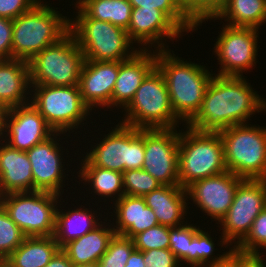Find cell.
<instances>
[{"mask_svg": "<svg viewBox=\"0 0 266 267\" xmlns=\"http://www.w3.org/2000/svg\"><path fill=\"white\" fill-rule=\"evenodd\" d=\"M266 112V99L254 91L243 76L214 75L201 108L187 126L196 131L219 132ZM249 119V120H248Z\"/></svg>", "mask_w": 266, "mask_h": 267, "instance_id": "1", "label": "cell"}, {"mask_svg": "<svg viewBox=\"0 0 266 267\" xmlns=\"http://www.w3.org/2000/svg\"><path fill=\"white\" fill-rule=\"evenodd\" d=\"M168 48L156 50V67L166 80L173 112L187 125L199 112L215 73L204 65L180 59Z\"/></svg>", "mask_w": 266, "mask_h": 267, "instance_id": "2", "label": "cell"}, {"mask_svg": "<svg viewBox=\"0 0 266 267\" xmlns=\"http://www.w3.org/2000/svg\"><path fill=\"white\" fill-rule=\"evenodd\" d=\"M42 2L12 20V59L29 62L37 53L69 33V17Z\"/></svg>", "mask_w": 266, "mask_h": 267, "instance_id": "3", "label": "cell"}, {"mask_svg": "<svg viewBox=\"0 0 266 267\" xmlns=\"http://www.w3.org/2000/svg\"><path fill=\"white\" fill-rule=\"evenodd\" d=\"M74 6L78 8V16L70 19L69 32L82 50L84 60L126 61L139 51L134 48L125 29L89 18L76 4Z\"/></svg>", "mask_w": 266, "mask_h": 267, "instance_id": "4", "label": "cell"}, {"mask_svg": "<svg viewBox=\"0 0 266 267\" xmlns=\"http://www.w3.org/2000/svg\"><path fill=\"white\" fill-rule=\"evenodd\" d=\"M179 135V185L227 171L224 144L219 132L196 131L188 126Z\"/></svg>", "mask_w": 266, "mask_h": 267, "instance_id": "5", "label": "cell"}, {"mask_svg": "<svg viewBox=\"0 0 266 267\" xmlns=\"http://www.w3.org/2000/svg\"><path fill=\"white\" fill-rule=\"evenodd\" d=\"M124 111L120 123L137 129L177 128L181 122L172 110L166 80L157 67L145 77Z\"/></svg>", "mask_w": 266, "mask_h": 267, "instance_id": "6", "label": "cell"}, {"mask_svg": "<svg viewBox=\"0 0 266 267\" xmlns=\"http://www.w3.org/2000/svg\"><path fill=\"white\" fill-rule=\"evenodd\" d=\"M219 134L224 144L227 171L243 179L266 180L265 126L238 124Z\"/></svg>", "mask_w": 266, "mask_h": 267, "instance_id": "7", "label": "cell"}, {"mask_svg": "<svg viewBox=\"0 0 266 267\" xmlns=\"http://www.w3.org/2000/svg\"><path fill=\"white\" fill-rule=\"evenodd\" d=\"M28 63L31 85L74 86L79 84L84 55L69 32Z\"/></svg>", "mask_w": 266, "mask_h": 267, "instance_id": "8", "label": "cell"}, {"mask_svg": "<svg viewBox=\"0 0 266 267\" xmlns=\"http://www.w3.org/2000/svg\"><path fill=\"white\" fill-rule=\"evenodd\" d=\"M32 105L44 117L54 132H74L84 126L91 109L84 103L78 85H31Z\"/></svg>", "mask_w": 266, "mask_h": 267, "instance_id": "9", "label": "cell"}, {"mask_svg": "<svg viewBox=\"0 0 266 267\" xmlns=\"http://www.w3.org/2000/svg\"><path fill=\"white\" fill-rule=\"evenodd\" d=\"M59 197L42 191L10 193L0 196V205L26 237H46L54 235Z\"/></svg>", "mask_w": 266, "mask_h": 267, "instance_id": "10", "label": "cell"}, {"mask_svg": "<svg viewBox=\"0 0 266 267\" xmlns=\"http://www.w3.org/2000/svg\"><path fill=\"white\" fill-rule=\"evenodd\" d=\"M103 135L99 144L92 145L85 158L97 167L123 173L143 168L145 159L144 129H137L122 123ZM94 146V147H93Z\"/></svg>", "mask_w": 266, "mask_h": 267, "instance_id": "11", "label": "cell"}, {"mask_svg": "<svg viewBox=\"0 0 266 267\" xmlns=\"http://www.w3.org/2000/svg\"><path fill=\"white\" fill-rule=\"evenodd\" d=\"M265 207L266 180L243 179L235 191L229 211L216 223L223 230L219 244L225 248L229 245L235 248L247 236L254 220Z\"/></svg>", "mask_w": 266, "mask_h": 267, "instance_id": "12", "label": "cell"}, {"mask_svg": "<svg viewBox=\"0 0 266 267\" xmlns=\"http://www.w3.org/2000/svg\"><path fill=\"white\" fill-rule=\"evenodd\" d=\"M214 44L220 76H242L256 65L259 29L224 25ZM258 32V33H257Z\"/></svg>", "mask_w": 266, "mask_h": 267, "instance_id": "13", "label": "cell"}, {"mask_svg": "<svg viewBox=\"0 0 266 267\" xmlns=\"http://www.w3.org/2000/svg\"><path fill=\"white\" fill-rule=\"evenodd\" d=\"M177 128L144 129L143 169L161 185H179Z\"/></svg>", "mask_w": 266, "mask_h": 267, "instance_id": "14", "label": "cell"}, {"mask_svg": "<svg viewBox=\"0 0 266 267\" xmlns=\"http://www.w3.org/2000/svg\"><path fill=\"white\" fill-rule=\"evenodd\" d=\"M60 134L65 133L54 132L49 138L26 151L32 165L33 191L49 192L60 196L64 193L65 189L62 188L65 184L63 183L68 174H65V164H62L65 162H63L64 158H61L63 147L59 145Z\"/></svg>", "mask_w": 266, "mask_h": 267, "instance_id": "15", "label": "cell"}, {"mask_svg": "<svg viewBox=\"0 0 266 267\" xmlns=\"http://www.w3.org/2000/svg\"><path fill=\"white\" fill-rule=\"evenodd\" d=\"M243 178L225 171L218 175L193 181L186 189L187 199L192 200L204 215L219 223L233 203L235 191Z\"/></svg>", "mask_w": 266, "mask_h": 267, "instance_id": "16", "label": "cell"}, {"mask_svg": "<svg viewBox=\"0 0 266 267\" xmlns=\"http://www.w3.org/2000/svg\"><path fill=\"white\" fill-rule=\"evenodd\" d=\"M53 133V129L31 102L6 109L3 116L1 139L14 149L26 152Z\"/></svg>", "mask_w": 266, "mask_h": 267, "instance_id": "17", "label": "cell"}, {"mask_svg": "<svg viewBox=\"0 0 266 267\" xmlns=\"http://www.w3.org/2000/svg\"><path fill=\"white\" fill-rule=\"evenodd\" d=\"M126 31L132 42L144 46L140 50H151L152 45L155 50H165V37L173 41L183 34L161 10L143 7L132 9L131 21Z\"/></svg>", "mask_w": 266, "mask_h": 267, "instance_id": "18", "label": "cell"}, {"mask_svg": "<svg viewBox=\"0 0 266 267\" xmlns=\"http://www.w3.org/2000/svg\"><path fill=\"white\" fill-rule=\"evenodd\" d=\"M122 62L84 60L78 86L84 103L91 111L93 107H112V92Z\"/></svg>", "mask_w": 266, "mask_h": 267, "instance_id": "19", "label": "cell"}, {"mask_svg": "<svg viewBox=\"0 0 266 267\" xmlns=\"http://www.w3.org/2000/svg\"><path fill=\"white\" fill-rule=\"evenodd\" d=\"M139 50L131 59L123 61L112 92V107L122 108L131 102L145 77L156 67V50Z\"/></svg>", "mask_w": 266, "mask_h": 267, "instance_id": "20", "label": "cell"}, {"mask_svg": "<svg viewBox=\"0 0 266 267\" xmlns=\"http://www.w3.org/2000/svg\"><path fill=\"white\" fill-rule=\"evenodd\" d=\"M21 192H33L32 165L26 152L10 147L1 139L0 196Z\"/></svg>", "mask_w": 266, "mask_h": 267, "instance_id": "21", "label": "cell"}, {"mask_svg": "<svg viewBox=\"0 0 266 267\" xmlns=\"http://www.w3.org/2000/svg\"><path fill=\"white\" fill-rule=\"evenodd\" d=\"M115 202V207H112L116 218V225H112L115 234L132 239L135 235L158 225L156 216L146 205L144 197L124 195Z\"/></svg>", "mask_w": 266, "mask_h": 267, "instance_id": "22", "label": "cell"}, {"mask_svg": "<svg viewBox=\"0 0 266 267\" xmlns=\"http://www.w3.org/2000/svg\"><path fill=\"white\" fill-rule=\"evenodd\" d=\"M31 88L28 62L0 60V105L5 110L30 103Z\"/></svg>", "mask_w": 266, "mask_h": 267, "instance_id": "23", "label": "cell"}, {"mask_svg": "<svg viewBox=\"0 0 266 267\" xmlns=\"http://www.w3.org/2000/svg\"><path fill=\"white\" fill-rule=\"evenodd\" d=\"M144 199L146 205L154 212L158 224L169 227L184 224L186 211L189 208L185 188L180 185H161L146 194Z\"/></svg>", "mask_w": 266, "mask_h": 267, "instance_id": "24", "label": "cell"}, {"mask_svg": "<svg viewBox=\"0 0 266 267\" xmlns=\"http://www.w3.org/2000/svg\"><path fill=\"white\" fill-rule=\"evenodd\" d=\"M208 19H224L229 26L259 29L266 22V0H222L217 12L198 21L196 27Z\"/></svg>", "mask_w": 266, "mask_h": 267, "instance_id": "25", "label": "cell"}, {"mask_svg": "<svg viewBox=\"0 0 266 267\" xmlns=\"http://www.w3.org/2000/svg\"><path fill=\"white\" fill-rule=\"evenodd\" d=\"M106 224L109 227H106ZM106 224L102 222L89 233L69 241L61 248L73 265L99 262L107 251L110 240L115 235L112 224L109 222Z\"/></svg>", "mask_w": 266, "mask_h": 267, "instance_id": "26", "label": "cell"}, {"mask_svg": "<svg viewBox=\"0 0 266 267\" xmlns=\"http://www.w3.org/2000/svg\"><path fill=\"white\" fill-rule=\"evenodd\" d=\"M58 208L59 206L56 211L55 231L53 236L60 248L69 241L84 236L102 223V221L99 222L101 219L95 216L93 209L89 210L84 206L82 208V205L79 208L70 209L66 212Z\"/></svg>", "mask_w": 266, "mask_h": 267, "instance_id": "27", "label": "cell"}, {"mask_svg": "<svg viewBox=\"0 0 266 267\" xmlns=\"http://www.w3.org/2000/svg\"><path fill=\"white\" fill-rule=\"evenodd\" d=\"M59 249L54 236L26 237L4 261L9 267H45Z\"/></svg>", "mask_w": 266, "mask_h": 267, "instance_id": "28", "label": "cell"}, {"mask_svg": "<svg viewBox=\"0 0 266 267\" xmlns=\"http://www.w3.org/2000/svg\"><path fill=\"white\" fill-rule=\"evenodd\" d=\"M81 159V168L77 174L81 178L79 181H84V184L91 185L94 194L98 196L106 197L109 199L111 197L112 202L117 201L122 198L124 193L123 187V173L118 171L109 170L102 167L93 166L85 157ZM114 196V197H113ZM113 197V198H112ZM116 197V199H115Z\"/></svg>", "mask_w": 266, "mask_h": 267, "instance_id": "29", "label": "cell"}, {"mask_svg": "<svg viewBox=\"0 0 266 267\" xmlns=\"http://www.w3.org/2000/svg\"><path fill=\"white\" fill-rule=\"evenodd\" d=\"M79 7L89 18L110 22L127 30L132 13L129 0H77Z\"/></svg>", "mask_w": 266, "mask_h": 267, "instance_id": "30", "label": "cell"}, {"mask_svg": "<svg viewBox=\"0 0 266 267\" xmlns=\"http://www.w3.org/2000/svg\"><path fill=\"white\" fill-rule=\"evenodd\" d=\"M215 249L214 240L208 232L199 228L190 242L189 265L191 267H204L210 264H219L224 262L234 251L229 247V251L222 255L217 254L213 257Z\"/></svg>", "mask_w": 266, "mask_h": 267, "instance_id": "31", "label": "cell"}, {"mask_svg": "<svg viewBox=\"0 0 266 267\" xmlns=\"http://www.w3.org/2000/svg\"><path fill=\"white\" fill-rule=\"evenodd\" d=\"M129 2L133 8L161 10L182 32L198 30L196 23L182 10L177 0H129Z\"/></svg>", "mask_w": 266, "mask_h": 267, "instance_id": "32", "label": "cell"}, {"mask_svg": "<svg viewBox=\"0 0 266 267\" xmlns=\"http://www.w3.org/2000/svg\"><path fill=\"white\" fill-rule=\"evenodd\" d=\"M25 238L23 231L0 205V261L9 257Z\"/></svg>", "mask_w": 266, "mask_h": 267, "instance_id": "33", "label": "cell"}, {"mask_svg": "<svg viewBox=\"0 0 266 267\" xmlns=\"http://www.w3.org/2000/svg\"><path fill=\"white\" fill-rule=\"evenodd\" d=\"M260 247L266 249V207L254 220L249 233L236 245L234 251L245 255H261Z\"/></svg>", "mask_w": 266, "mask_h": 267, "instance_id": "34", "label": "cell"}, {"mask_svg": "<svg viewBox=\"0 0 266 267\" xmlns=\"http://www.w3.org/2000/svg\"><path fill=\"white\" fill-rule=\"evenodd\" d=\"M133 240L115 234L110 240L107 251L99 260L100 267H125L128 258L135 250Z\"/></svg>", "mask_w": 266, "mask_h": 267, "instance_id": "35", "label": "cell"}, {"mask_svg": "<svg viewBox=\"0 0 266 267\" xmlns=\"http://www.w3.org/2000/svg\"><path fill=\"white\" fill-rule=\"evenodd\" d=\"M160 186L161 184L143 168L123 172L125 195L144 197Z\"/></svg>", "mask_w": 266, "mask_h": 267, "instance_id": "36", "label": "cell"}, {"mask_svg": "<svg viewBox=\"0 0 266 267\" xmlns=\"http://www.w3.org/2000/svg\"><path fill=\"white\" fill-rule=\"evenodd\" d=\"M199 229L193 224L184 223L177 227H170L169 249L179 262L189 265L190 242Z\"/></svg>", "mask_w": 266, "mask_h": 267, "instance_id": "37", "label": "cell"}, {"mask_svg": "<svg viewBox=\"0 0 266 267\" xmlns=\"http://www.w3.org/2000/svg\"><path fill=\"white\" fill-rule=\"evenodd\" d=\"M170 227L165 225H156L137 235L132 240L134 247L139 251H147L152 249H168Z\"/></svg>", "mask_w": 266, "mask_h": 267, "instance_id": "38", "label": "cell"}, {"mask_svg": "<svg viewBox=\"0 0 266 267\" xmlns=\"http://www.w3.org/2000/svg\"><path fill=\"white\" fill-rule=\"evenodd\" d=\"M222 0H177L182 10L195 22L213 16Z\"/></svg>", "mask_w": 266, "mask_h": 267, "instance_id": "39", "label": "cell"}, {"mask_svg": "<svg viewBox=\"0 0 266 267\" xmlns=\"http://www.w3.org/2000/svg\"><path fill=\"white\" fill-rule=\"evenodd\" d=\"M143 260L145 267H180L183 265L169 248L143 251Z\"/></svg>", "mask_w": 266, "mask_h": 267, "instance_id": "40", "label": "cell"}, {"mask_svg": "<svg viewBox=\"0 0 266 267\" xmlns=\"http://www.w3.org/2000/svg\"><path fill=\"white\" fill-rule=\"evenodd\" d=\"M41 0H0V17L14 20Z\"/></svg>", "mask_w": 266, "mask_h": 267, "instance_id": "41", "label": "cell"}, {"mask_svg": "<svg viewBox=\"0 0 266 267\" xmlns=\"http://www.w3.org/2000/svg\"><path fill=\"white\" fill-rule=\"evenodd\" d=\"M12 20L0 17V60L12 59Z\"/></svg>", "mask_w": 266, "mask_h": 267, "instance_id": "42", "label": "cell"}, {"mask_svg": "<svg viewBox=\"0 0 266 267\" xmlns=\"http://www.w3.org/2000/svg\"><path fill=\"white\" fill-rule=\"evenodd\" d=\"M263 255H245L236 252V267H266ZM264 262V263H263Z\"/></svg>", "mask_w": 266, "mask_h": 267, "instance_id": "43", "label": "cell"}, {"mask_svg": "<svg viewBox=\"0 0 266 267\" xmlns=\"http://www.w3.org/2000/svg\"><path fill=\"white\" fill-rule=\"evenodd\" d=\"M45 267H73V264L60 248Z\"/></svg>", "mask_w": 266, "mask_h": 267, "instance_id": "44", "label": "cell"}, {"mask_svg": "<svg viewBox=\"0 0 266 267\" xmlns=\"http://www.w3.org/2000/svg\"><path fill=\"white\" fill-rule=\"evenodd\" d=\"M143 252L135 249L127 260L125 267H145Z\"/></svg>", "mask_w": 266, "mask_h": 267, "instance_id": "45", "label": "cell"}, {"mask_svg": "<svg viewBox=\"0 0 266 267\" xmlns=\"http://www.w3.org/2000/svg\"><path fill=\"white\" fill-rule=\"evenodd\" d=\"M204 267H236V252L233 253L222 263L205 265Z\"/></svg>", "mask_w": 266, "mask_h": 267, "instance_id": "46", "label": "cell"}, {"mask_svg": "<svg viewBox=\"0 0 266 267\" xmlns=\"http://www.w3.org/2000/svg\"><path fill=\"white\" fill-rule=\"evenodd\" d=\"M5 109L0 105V139L3 135V116L5 114Z\"/></svg>", "mask_w": 266, "mask_h": 267, "instance_id": "47", "label": "cell"}, {"mask_svg": "<svg viewBox=\"0 0 266 267\" xmlns=\"http://www.w3.org/2000/svg\"><path fill=\"white\" fill-rule=\"evenodd\" d=\"M73 267H100L98 262H91L86 264L73 265Z\"/></svg>", "mask_w": 266, "mask_h": 267, "instance_id": "48", "label": "cell"}, {"mask_svg": "<svg viewBox=\"0 0 266 267\" xmlns=\"http://www.w3.org/2000/svg\"><path fill=\"white\" fill-rule=\"evenodd\" d=\"M0 267H9L5 261H0Z\"/></svg>", "mask_w": 266, "mask_h": 267, "instance_id": "49", "label": "cell"}]
</instances>
